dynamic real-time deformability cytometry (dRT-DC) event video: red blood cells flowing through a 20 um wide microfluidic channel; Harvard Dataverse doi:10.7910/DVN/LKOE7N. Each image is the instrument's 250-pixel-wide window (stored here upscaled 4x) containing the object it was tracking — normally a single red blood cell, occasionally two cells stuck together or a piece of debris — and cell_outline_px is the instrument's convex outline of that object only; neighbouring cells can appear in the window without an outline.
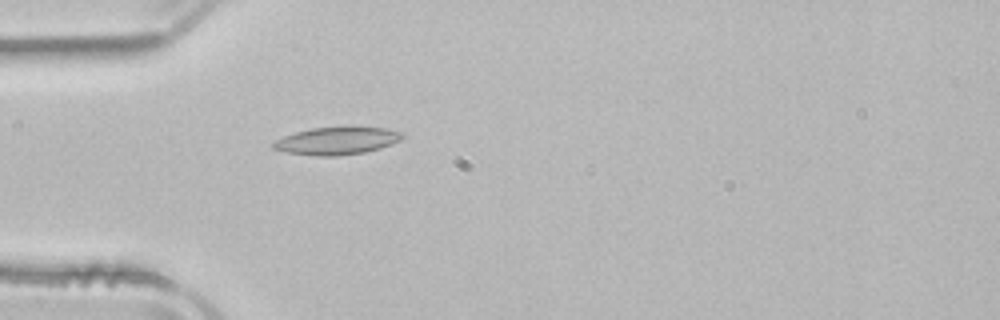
{"species": "common noctule bat (a hibernating species)", "species_latin": "Nyctalus noctula", "temperature_condition": "room temperature", "stored_images_in_passage": 44, "camera_frame_rate_fps": 3000, "um_per_image_px": 0.085, "animal": {"sex": "male", "body_mass_g": 21.5, "forearm_length_mm": 52.0}, "frame": {"image": 1, "passage_image": 8, "time_ms": 2.333, "image_size_px": [1000, 320], "cell_outline_px": [[404, 136], [400, 140], [392, 144], [380, 148], [364, 152], [336, 156], [316, 156], [288, 152], [272, 148], [272, 144], [276, 140], [284, 136], [296, 132], [312, 128], [348, 124], [352, 124], [384, 128], [400, 132]], "centroid_in_image_um": [28.67, 11.92], "position_along_channel_um": 56.3, "area_um2": 21.27}}
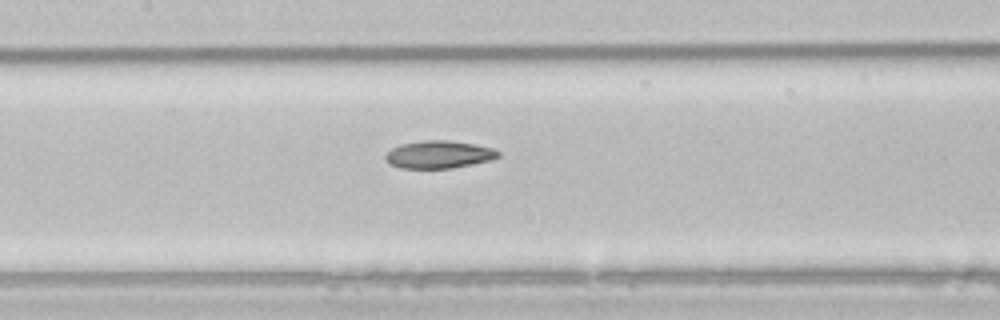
{"frame": {"image": 2, "passage_image": 17, "time_ms": 5.333, "image_size_px": [1000, 320], "cell_outline_px": [[500, 156], [492, 160], [452, 168], [400, 168], [392, 164], [384, 156], [392, 148], [400, 144], [424, 140], [448, 140], [476, 144], [492, 148], [500, 152]], "centroid_in_image_um": [37.34, 13.12], "position_along_channel_um": 170.1, "area_um2": 18.09}}
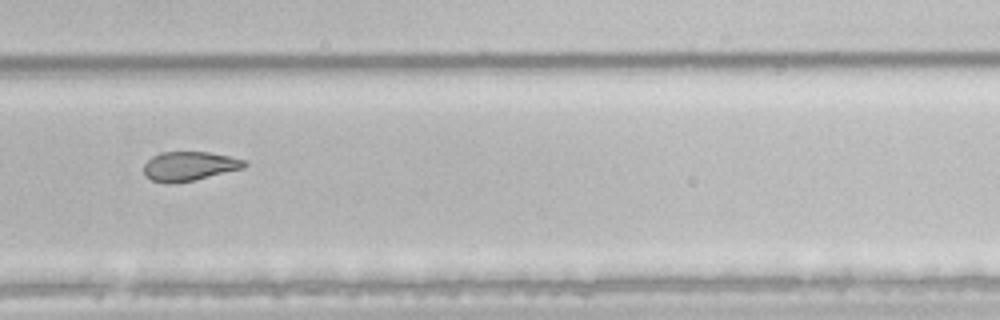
{"frame": {"image": 3, "passage_image": 28, "time_ms": 9.0, "image_size_px": [1000, 320], "cell_outline_px": [[248, 164], [244, 168], [196, 180], [172, 184], [168, 184], [152, 180], [144, 176], [144, 164], [152, 156], [160, 152], [208, 152], [228, 156], [244, 160]], "centroid_in_image_um": [16.07, 14.14], "position_along_channel_um": 313.7, "area_um2": 17.28}, "authors_computed_cell_mechanics": {"area_um2": 19.4208, "velocity_mm_per_s": 3.941, "shape_relaxation_time_tau1_ms": null, "shape_relaxation_time_tau2_ms": 6.1037, "deformation_change_tau1": null, "deformation_change_tau2": 0.1319}}